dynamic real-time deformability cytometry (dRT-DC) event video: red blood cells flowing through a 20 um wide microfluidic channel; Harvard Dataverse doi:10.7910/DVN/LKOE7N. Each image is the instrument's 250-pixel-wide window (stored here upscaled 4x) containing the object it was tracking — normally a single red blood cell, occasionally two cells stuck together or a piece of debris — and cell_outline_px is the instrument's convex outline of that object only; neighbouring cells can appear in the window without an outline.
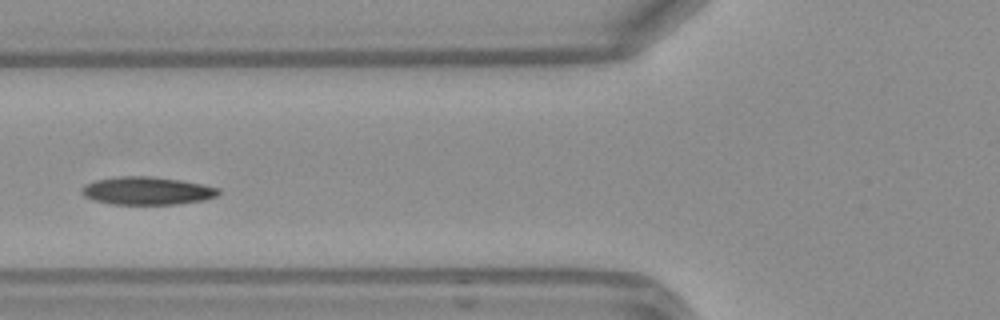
{"species": "Egyptian fruit bat (a non-hibernating species)", "species_latin": "Rousettus aegyptiacus", "temperature_condition": "warm", "stored_images_in_passage": 36, "camera_frame_rate_fps": 3000, "um_per_image_px": 0.085, "frame": {"image": 1, "passage_image": 6, "time_ms": 1.667, "image_size_px": [1000, 320], "cell_outline_px": [[220, 192], [216, 196], [204, 200], [176, 204], [112, 204], [92, 200], [84, 196], [80, 192], [80, 188], [96, 180], [120, 176], [148, 176], [180, 180], [220, 188]], "centroid_in_image_um": [12.48, 16.22], "position_along_channel_um": 113.3, "area_um2": 22.14}}
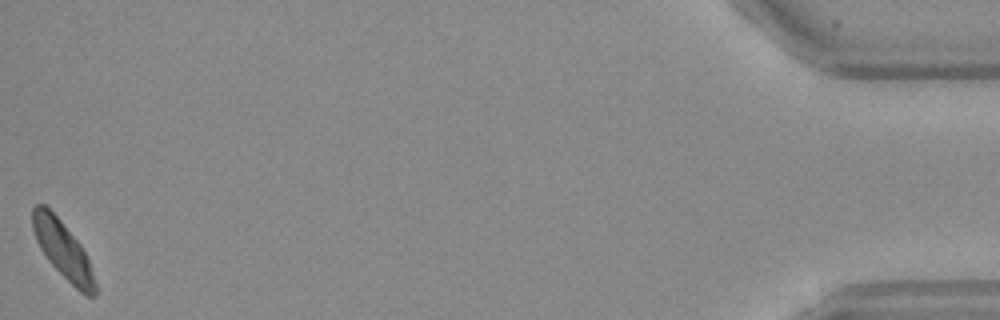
{"frame": {"image": 2, "passage_image": 36, "time_ms": 11.667, "image_size_px": [1000, 320], "cell_outline_px": [[96, 296], [88, 296], [80, 292], [48, 260], [40, 248], [36, 240], [32, 228], [32, 208], [36, 204], [44, 204], [60, 220], [80, 244], [88, 260], [96, 284]], "centroid_in_image_um": [5.33, 21.22], "position_along_channel_um": 429.9, "area_um2": 20.35}, "authors_computed_cell_mechanics": {"area_um2": 21.8484, "velocity_mm_per_s": 4.1116, "shape_relaxation_time_tau1_ms": 4.0798, "shape_relaxation_time_tau2_ms": 8.6239, "deformation_change_tau1": 0.1108, "deformation_change_tau2": 0.1377}}